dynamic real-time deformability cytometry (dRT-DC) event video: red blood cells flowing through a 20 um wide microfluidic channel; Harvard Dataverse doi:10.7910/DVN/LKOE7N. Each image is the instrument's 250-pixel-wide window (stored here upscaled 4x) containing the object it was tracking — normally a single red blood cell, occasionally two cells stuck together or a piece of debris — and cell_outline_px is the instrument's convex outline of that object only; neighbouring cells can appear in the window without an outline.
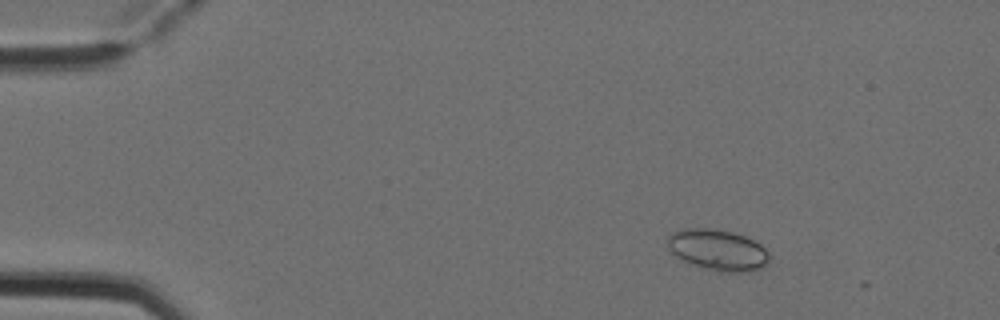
{"species": "Egyptian fruit bat (a non-hibernating species)", "species_latin": "Rousettus aegyptiacus", "temperature_condition": "cold", "stored_images_in_passage": 5, "camera_frame_rate_fps": 3000, "um_per_image_px": 0.085, "animal": {"sex": "female"}, "frame": {"image": 1, "passage_image": 2, "time_ms": 0.333, "image_size_px": [1000, 320], "cell_outline_px": [[768, 260], [764, 268], [740, 272], [716, 272], [700, 268], [676, 256], [668, 248], [668, 236], [672, 232], [684, 228], [708, 228], [732, 232], [748, 236], [760, 244], [768, 252]], "centroid_in_image_um": [61.01, 21.25], "position_along_channel_um": 24.0, "area_um2": 24.51}}
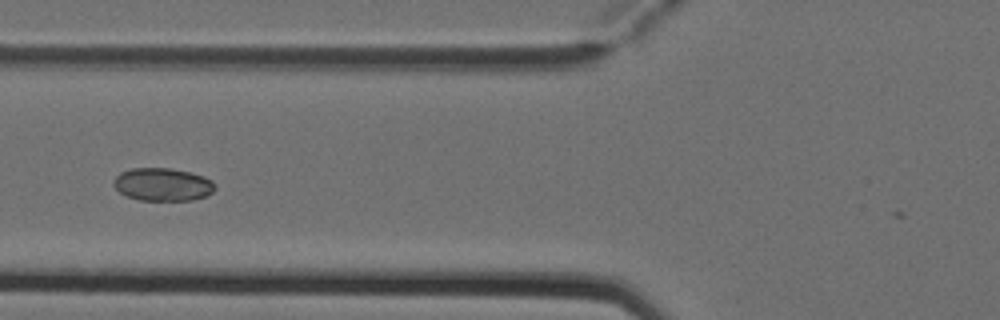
{"frame": {"image": 2, "passage_image": 5, "time_ms": 1.333, "image_size_px": [1000, 320], "cell_outline_px": [[216, 188], [212, 192], [204, 196], [192, 200], [140, 200], [128, 196], [120, 192], [112, 184], [112, 180], [120, 172], [132, 168], [172, 168], [204, 176], [212, 180], [216, 184]], "centroid_in_image_um": [13.82, 15.67], "position_along_channel_um": 112.0, "area_um2": 19.48}}